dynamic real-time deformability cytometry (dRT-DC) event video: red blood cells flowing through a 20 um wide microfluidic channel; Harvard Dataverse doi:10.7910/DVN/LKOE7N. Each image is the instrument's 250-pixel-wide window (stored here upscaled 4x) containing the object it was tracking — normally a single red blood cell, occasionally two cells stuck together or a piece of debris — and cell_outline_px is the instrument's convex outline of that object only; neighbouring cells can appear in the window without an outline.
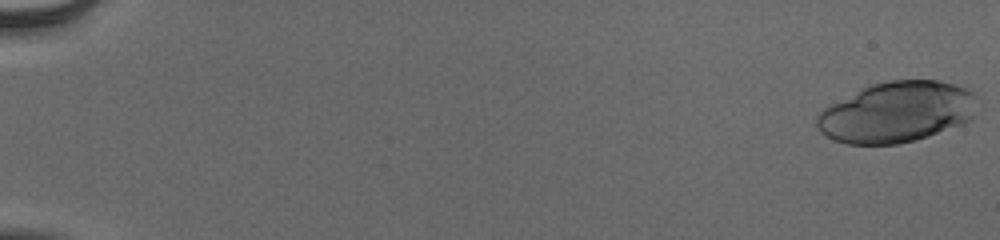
{"species": "human", "species_latin": "Homo sapiens", "temperature_condition": "cold", "stored_images_in_passage": 45, "camera_frame_rate_fps": 3000, "um_per_image_px": 0.085, "donor": {"sex": "male"}, "frame": {"image": 1, "passage_image": 1, "time_ms": 0.0, "image_size_px": [1000, 240], "cell_outline_px": [[980, 112], [972, 120], [964, 124], [916, 140], [896, 144], [848, 144], [832, 140], [820, 132], [816, 128], [816, 116], [824, 108], [860, 88], [872, 84], [888, 80], [940, 80], [956, 84], [968, 88], [972, 92]], "centroid_in_image_um": [76.27, 9.53], "position_along_channel_um": 8.7, "area_um2": 57.57}}
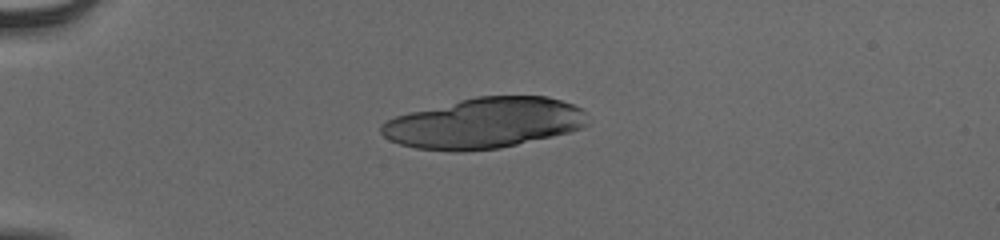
{"frame": {"image": 2, "passage_image": 16, "time_ms": 5.0, "image_size_px": [1000, 240], "cell_outline_px": [[588, 124], [572, 132], [500, 148], [464, 152], [452, 152], [416, 148], [400, 144], [388, 140], [380, 132], [380, 124], [396, 116], [408, 112], [476, 96], [548, 96], [572, 104], [580, 108], [584, 112]], "centroid_in_image_um": [41.14, 10.48], "position_along_channel_um": 43.9, "area_um2": 61.04}}